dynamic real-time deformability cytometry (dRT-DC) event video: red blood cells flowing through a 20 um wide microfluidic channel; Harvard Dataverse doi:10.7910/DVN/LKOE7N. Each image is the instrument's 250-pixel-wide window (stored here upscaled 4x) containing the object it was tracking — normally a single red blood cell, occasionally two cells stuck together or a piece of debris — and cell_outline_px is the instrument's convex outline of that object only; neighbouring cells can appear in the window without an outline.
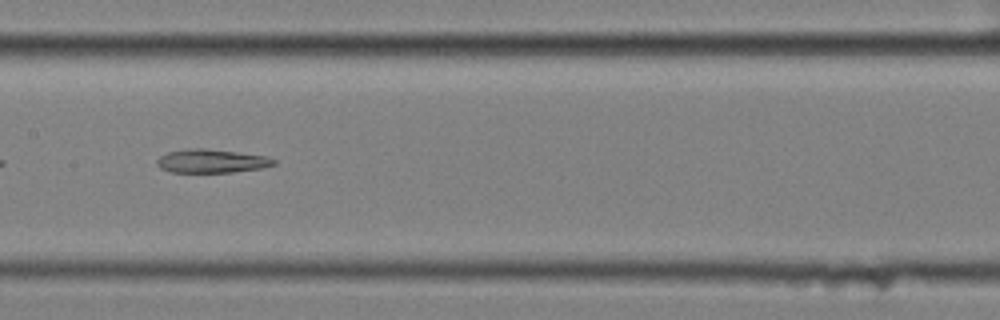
{"species": "common noctule bat (a hibernating species)", "species_latin": "Nyctalus noctula", "temperature_condition": "cold", "stored_images_in_passage": 41, "camera_frame_rate_fps": 3000, "um_per_image_px": 0.085, "animal": {"sex": "female", "body_mass_g": 25.1}, "frame": {"image": 1, "passage_image": 12, "time_ms": 3.667, "image_size_px": [1000, 320], "cell_outline_px": [[276, 164], [264, 168], [232, 172], [172, 172], [160, 168], [156, 164], [156, 160], [160, 156], [168, 152], [188, 148], [208, 148], [268, 156], [276, 160]], "centroid_in_image_um": [18.01, 13.68], "position_along_channel_um": 189.4, "area_um2": 16.24}}